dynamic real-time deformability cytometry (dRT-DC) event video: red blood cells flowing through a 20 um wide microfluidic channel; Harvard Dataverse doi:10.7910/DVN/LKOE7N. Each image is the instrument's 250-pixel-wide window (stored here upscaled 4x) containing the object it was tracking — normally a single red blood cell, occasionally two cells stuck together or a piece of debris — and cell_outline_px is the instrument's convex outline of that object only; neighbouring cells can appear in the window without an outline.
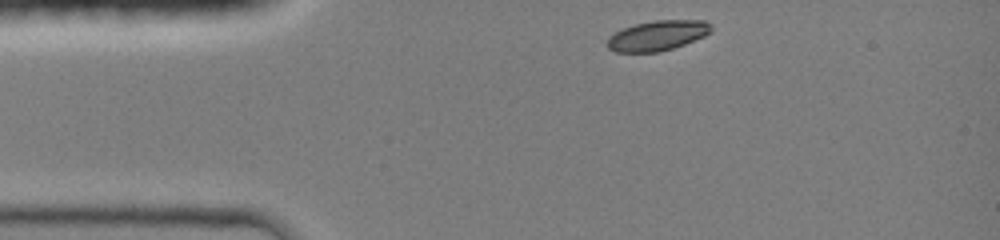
{"species": "common noctule bat (a hibernating species)", "species_latin": "Nyctalus noctula", "temperature_condition": "room temperature", "stored_images_in_passage": 13, "camera_frame_rate_fps": 3000, "um_per_image_px": 0.085, "animal": {"sex": "female", "body_mass_g": 19.0, "forearm_length_mm": 51.5}, "frame": {"image": 1, "passage_image": 1, "time_ms": 0.0, "image_size_px": [1000, 240], "cell_outline_px": [[712, 32], [704, 36], [684, 44], [660, 52], [616, 52], [608, 48], [608, 36], [624, 28], [636, 24], [656, 20], [704, 20], [712, 24]], "centroid_in_image_um": [55.92, 3.02], "position_along_channel_um": 29.1, "area_um2": 18.15}}
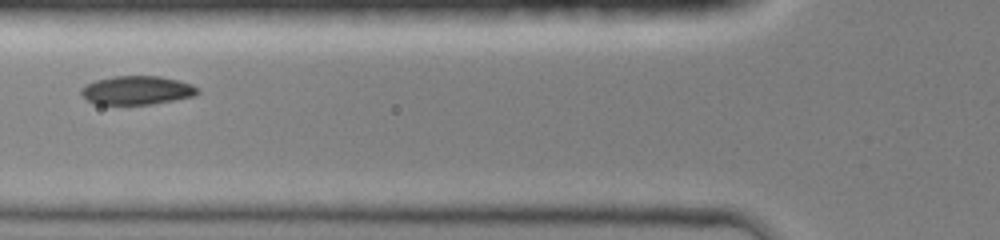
{"frame": {"image": 2, "passage_image": 6, "time_ms": 3.0, "image_size_px": [1000, 240], "cell_outline_px": [[200, 92], [196, 96], [152, 104], [96, 104], [88, 100], [80, 92], [80, 88], [96, 80], [112, 76], [160, 76], [192, 84]], "centroid_in_image_um": [11.65, 7.67], "position_along_channel_um": 114.1, "area_um2": 19.36}}
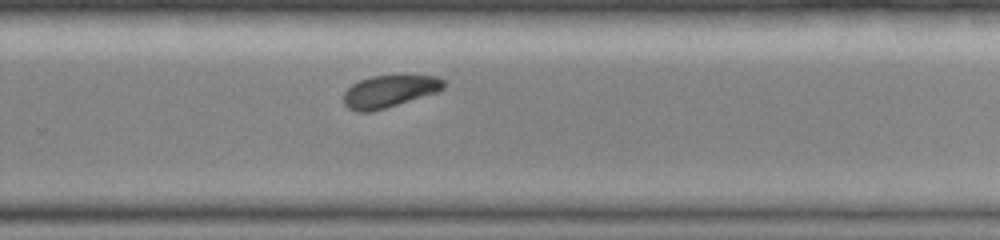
{"frame": {"image": 3, "passage_image": 13, "time_ms": 7.333, "image_size_px": [1000, 240], "cell_outline_px": [[448, 80], [444, 88], [436, 92], [372, 112], [356, 112], [348, 108], [344, 104], [344, 92], [352, 84], [360, 80], [372, 76], [436, 76]], "centroid_in_image_um": [33.09, 7.76], "position_along_channel_um": 296.7, "area_um2": 18.67}}